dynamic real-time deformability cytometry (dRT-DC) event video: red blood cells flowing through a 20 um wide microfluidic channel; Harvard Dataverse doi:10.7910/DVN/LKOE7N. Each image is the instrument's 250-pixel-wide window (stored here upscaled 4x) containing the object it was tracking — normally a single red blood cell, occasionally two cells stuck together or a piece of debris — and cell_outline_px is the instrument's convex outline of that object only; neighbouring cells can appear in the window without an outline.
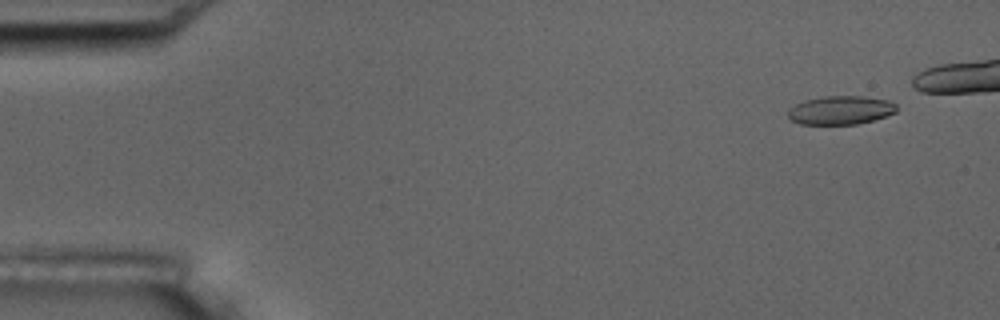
{"species": "common noctule bat (a hibernating species)", "species_latin": "Nyctalus noctula", "temperature_condition": "room temperature", "stored_images_in_passage": 5, "camera_frame_rate_fps": 3000, "um_per_image_px": 0.085, "animal": {"sex": "male", "body_mass_g": 17.5, "forearm_length_mm": 52.3}, "frame": {"image": 1, "passage_image": 1, "time_ms": 0.0, "image_size_px": [1000, 320], "cell_outline_px": [[896, 112], [872, 120], [856, 124], [800, 124], [792, 120], [788, 116], [788, 108], [804, 100], [824, 96], [860, 96], [888, 100], [896, 104]], "centroid_in_image_um": [71.42, 9.36], "position_along_channel_um": 13.6, "area_um2": 17.98}}